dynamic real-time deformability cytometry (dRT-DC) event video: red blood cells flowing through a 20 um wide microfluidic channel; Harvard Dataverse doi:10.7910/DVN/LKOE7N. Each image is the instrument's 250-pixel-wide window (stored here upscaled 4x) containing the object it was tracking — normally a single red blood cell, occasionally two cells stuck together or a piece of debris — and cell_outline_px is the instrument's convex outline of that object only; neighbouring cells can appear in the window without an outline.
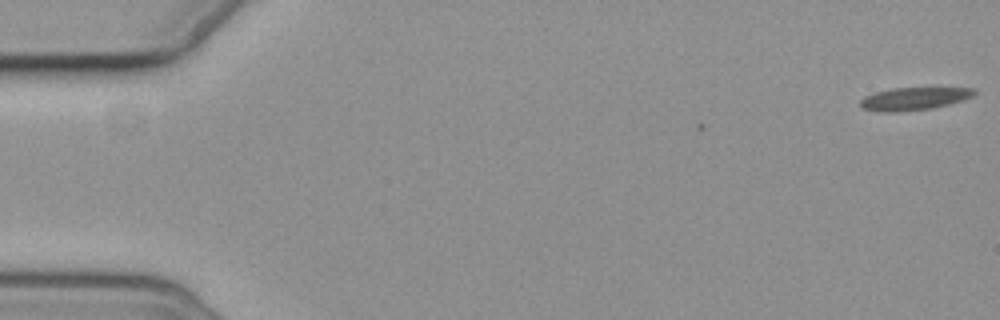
{"species": "common noctule bat (a hibernating species)", "species_latin": "Nyctalus noctula", "temperature_condition": "cold", "stored_images_in_passage": 9, "camera_frame_rate_fps": 3000, "um_per_image_px": 0.085, "animal": {"sex": "female", "body_mass_g": 19.3, "forearm_length_mm": 54.1}, "frame": {"image": 1, "passage_image": 1, "time_ms": 0.0, "image_size_px": [1000, 320], "cell_outline_px": [[976, 92], [972, 96], [964, 100], [932, 108], [896, 112], [876, 112], [864, 108], [860, 104], [860, 100], [864, 96], [876, 92], [892, 88], [976, 88]], "centroid_in_image_um": [77.67, 8.39], "position_along_channel_um": 7.3, "area_um2": 15.03}}
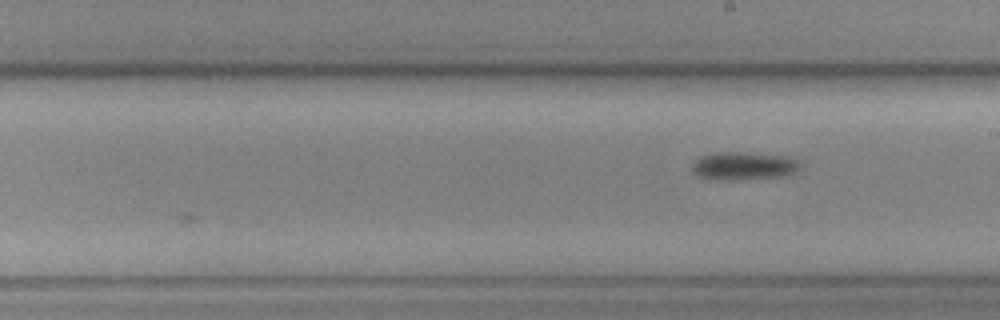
{"frame": {"image": 2, "passage_image": 9, "time_ms": 10.333, "image_size_px": [1000, 320], "cell_outline_px": [[800, 168], [788, 176], [728, 180], [700, 176], [692, 172], [692, 164], [700, 156], [712, 152], [744, 152], [792, 156], [800, 164]], "centroid_in_image_um": [63.25, 14.08], "position_along_channel_um": 225.8, "area_um2": 17.74}}